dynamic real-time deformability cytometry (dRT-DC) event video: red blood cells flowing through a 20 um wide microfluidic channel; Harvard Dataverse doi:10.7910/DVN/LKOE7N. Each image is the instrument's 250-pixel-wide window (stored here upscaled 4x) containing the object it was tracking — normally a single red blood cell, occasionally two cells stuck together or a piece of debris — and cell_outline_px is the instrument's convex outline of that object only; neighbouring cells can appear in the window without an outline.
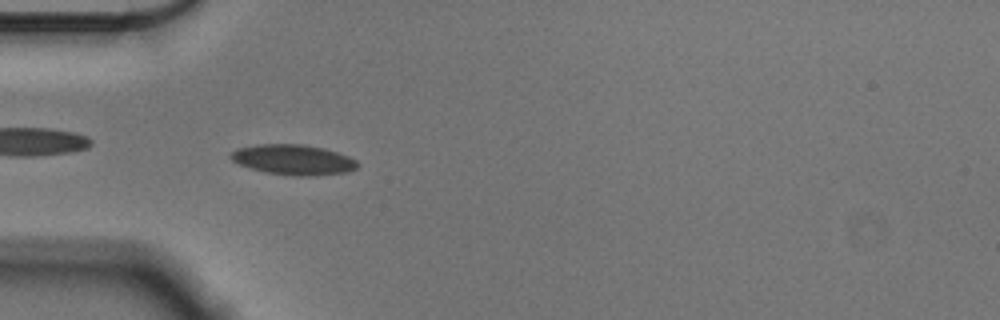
{"species": "Egyptian fruit bat (a non-hibernating species)", "species_latin": "Rousettus aegyptiacus", "temperature_condition": "cold", "stored_images_in_passage": 42, "camera_frame_rate_fps": 3000, "um_per_image_px": 0.085, "animal": {"sex": "male"}, "frame": {"image": 1, "passage_image": 3, "time_ms": 0.667, "image_size_px": [1000, 320], "cell_outline_px": [[360, 164], [356, 168], [344, 172], [316, 176], [296, 176], [264, 172], [240, 164], [232, 160], [228, 156], [236, 148], [256, 144], [300, 144], [324, 148], [348, 156], [356, 160]], "centroid_in_image_um": [24.92, 13.57], "position_along_channel_um": 60.1, "area_um2": 22.31}}
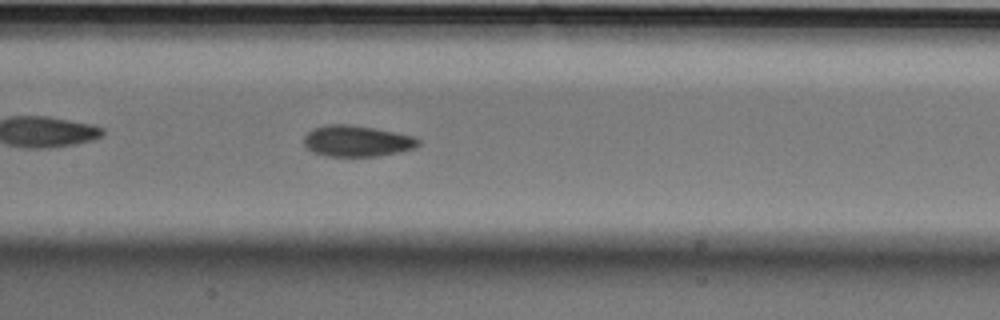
{"frame": {"image": 2, "passage_image": 13, "time_ms": 4.0, "image_size_px": [1000, 320], "cell_outline_px": [[420, 144], [412, 148], [400, 152], [376, 156], [324, 156], [312, 152], [304, 144], [304, 136], [312, 128], [324, 124], [348, 124], [396, 132], [412, 136], [420, 140]], "centroid_in_image_um": [30.29, 11.98], "position_along_channel_um": 177.1, "area_um2": 20.75}}
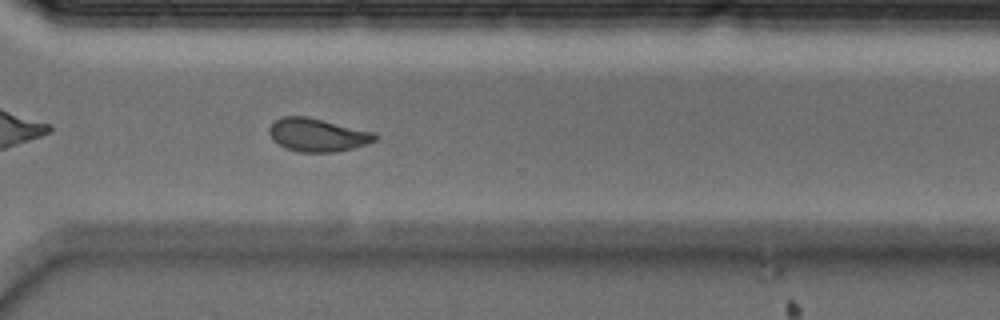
{"frame": {"image": 3, "passage_image": 27, "time_ms": 8.667, "image_size_px": [1000, 320], "cell_outline_px": [[376, 140], [352, 148], [332, 152], [300, 152], [284, 148], [276, 144], [272, 140], [268, 132], [268, 128], [276, 120], [284, 116], [304, 116], [376, 132]], "centroid_in_image_um": [26.94, 11.47], "position_along_channel_um": 343.7, "area_um2": 20.35}, "authors_computed_cell_mechanics": {"area_um2": 20.4034, "velocity_mm_per_s": 3.5806, "shape_relaxation_time_tau1_ms": 6.8037, "shape_relaxation_time_tau2_ms": 4.2392, "deformation_change_tau1": 0.1284, "deformation_change_tau2": 0.069}}